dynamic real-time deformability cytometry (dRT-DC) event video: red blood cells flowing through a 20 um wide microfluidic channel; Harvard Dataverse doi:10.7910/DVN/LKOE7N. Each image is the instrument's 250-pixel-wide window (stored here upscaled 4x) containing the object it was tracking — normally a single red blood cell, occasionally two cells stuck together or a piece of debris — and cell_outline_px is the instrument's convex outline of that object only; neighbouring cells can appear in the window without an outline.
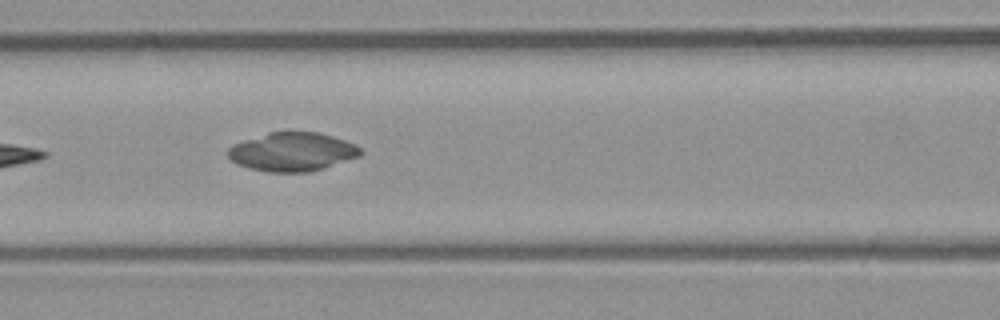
{"species": "common noctule bat (a hibernating species)", "species_latin": "Nyctalus noctula", "temperature_condition": "room temperature", "stored_images_in_passage": 8, "camera_frame_rate_fps": 3000, "um_per_image_px": 0.085, "animal": {"sex": "male", "body_mass_g": 23.1, "forearm_length_mm": 52.7}, "frame": {"image": 1, "passage_image": 6, "time_ms": 1.667, "image_size_px": [1000, 320], "cell_outline_px": [[364, 152], [360, 156], [324, 168], [308, 172], [268, 172], [248, 168], [236, 164], [228, 156], [228, 148], [232, 144], [268, 132], [316, 132], [332, 136], [356, 144]], "centroid_in_image_um": [24.84, 12.91], "position_along_channel_um": 141.8, "area_um2": 29.94}}
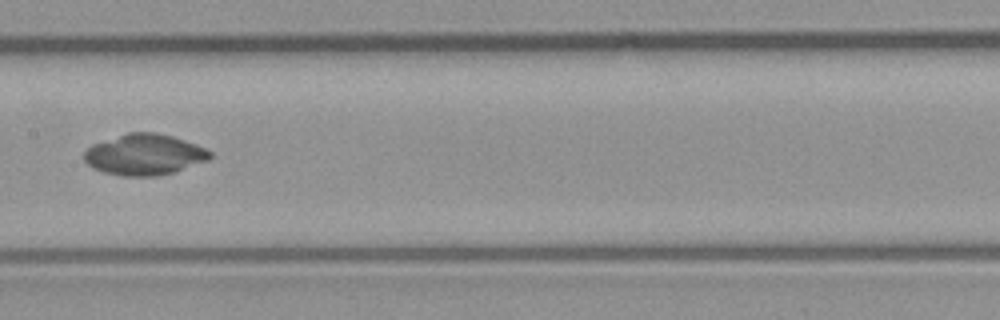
{"frame": {"image": 2, "passage_image": 7, "time_ms": 2.0, "image_size_px": [1000, 320], "cell_outline_px": [[212, 156], [208, 160], [176, 172], [156, 176], [120, 176], [104, 172], [92, 168], [84, 160], [84, 152], [92, 144], [128, 132], [152, 132], [172, 136], [196, 144], [212, 152]], "centroid_in_image_um": [12.27, 13.15], "position_along_channel_um": 195.1, "area_um2": 30.11}}
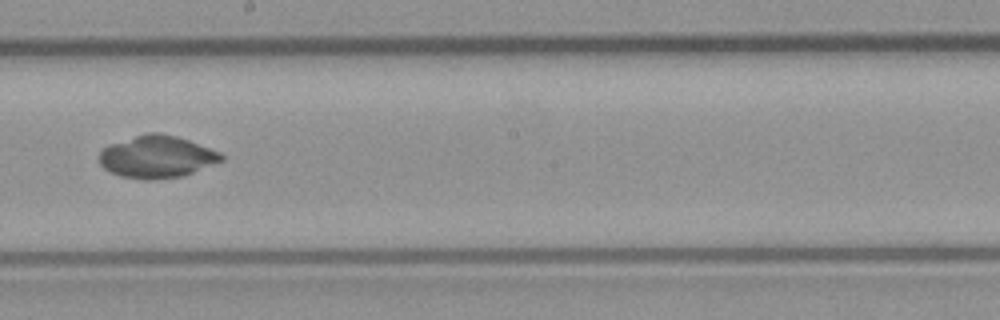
{"frame": {"image": 3, "passage_image": 8, "time_ms": 2.333, "image_size_px": [1000, 320], "cell_outline_px": [[224, 160], [184, 176], [156, 180], [144, 180], [120, 176], [104, 168], [100, 164], [100, 148], [108, 144], [148, 132], [160, 132], [176, 136], [188, 140], [220, 152], [224, 156]], "centroid_in_image_um": [13.32, 13.33], "position_along_channel_um": 234.9, "area_um2": 30.29}}